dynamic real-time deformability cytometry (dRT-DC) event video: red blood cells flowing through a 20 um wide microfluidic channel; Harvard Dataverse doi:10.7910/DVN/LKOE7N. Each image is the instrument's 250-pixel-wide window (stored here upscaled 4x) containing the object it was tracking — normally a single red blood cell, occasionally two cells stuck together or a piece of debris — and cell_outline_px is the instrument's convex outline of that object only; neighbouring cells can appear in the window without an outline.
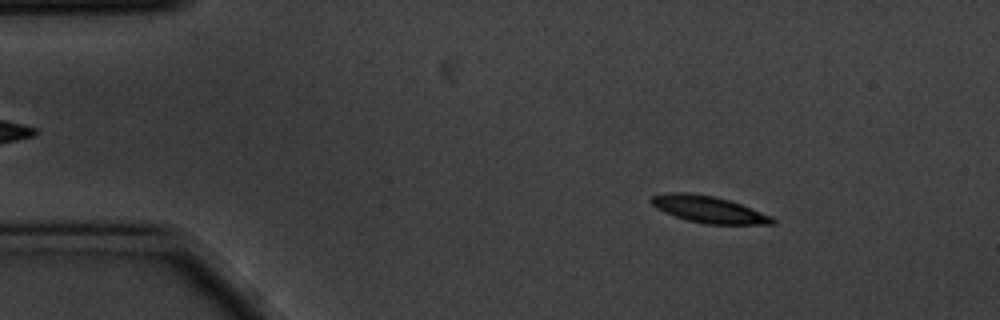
{"species": "common noctule bat (a hibernating species)", "species_latin": "Nyctalus noctula", "temperature_condition": "cold", "stored_images_in_passage": 57, "camera_frame_rate_fps": 3000, "um_per_image_px": 0.085, "animal": {"sex": "male", "body_mass_g": 20.1, "forearm_length_mm": 53.5}, "frame": {"image": 1, "passage_image": 8, "time_ms": 2.333, "image_size_px": [1000, 320], "cell_outline_px": [[776, 224], [704, 224], [688, 220], [664, 212], [656, 208], [648, 200], [652, 196], [668, 192], [688, 192], [712, 196], [728, 200], [740, 204], [772, 216], [776, 220]], "centroid_in_image_um": [60.21, 17.8], "position_along_channel_um": 24.8, "area_um2": 18.79}}
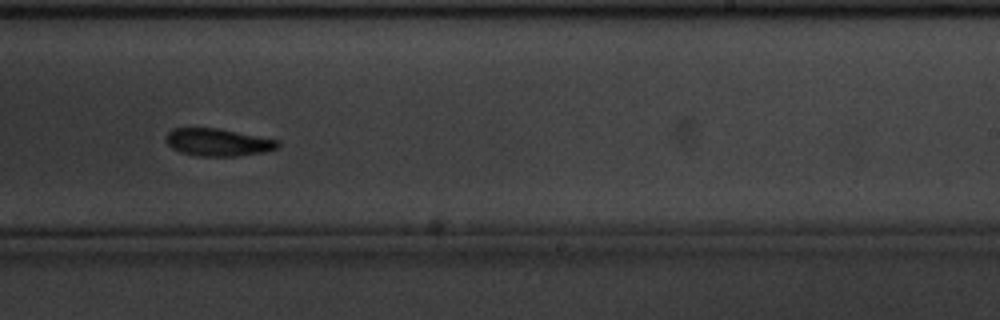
{"frame": {"image": 2, "passage_image": 35, "time_ms": 11.333, "image_size_px": [1000, 320], "cell_outline_px": [[280, 144], [276, 148], [264, 152], [240, 156], [200, 156], [180, 152], [172, 148], [164, 140], [164, 136], [172, 128], [216, 128], [280, 140]], "centroid_in_image_um": [18.5, 12.09], "position_along_channel_um": 270.5, "area_um2": 17.98}}
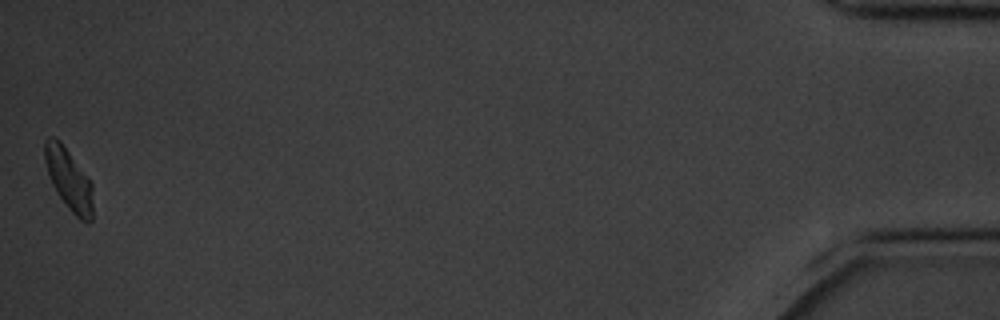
{"frame": {"image": 3, "passage_image": 57, "time_ms": 18.667, "image_size_px": [1000, 320], "cell_outline_px": [[92, 220], [88, 224], [80, 220], [68, 208], [56, 192], [52, 184], [44, 160], [44, 140], [48, 136], [56, 136], [60, 140], [88, 176], [92, 184]], "centroid_in_image_um": [5.84, 15.22], "position_along_channel_um": 429.4, "area_um2": 17.51}, "authors_computed_cell_mechanics": {"area_um2": 18.3226, "velocity_mm_per_s": 3.4576, "shape_relaxation_time_tau1_ms": 2.7951, "shape_relaxation_time_tau2_ms": null, "deformation_change_tau1": 0.0991, "deformation_change_tau2": null}}